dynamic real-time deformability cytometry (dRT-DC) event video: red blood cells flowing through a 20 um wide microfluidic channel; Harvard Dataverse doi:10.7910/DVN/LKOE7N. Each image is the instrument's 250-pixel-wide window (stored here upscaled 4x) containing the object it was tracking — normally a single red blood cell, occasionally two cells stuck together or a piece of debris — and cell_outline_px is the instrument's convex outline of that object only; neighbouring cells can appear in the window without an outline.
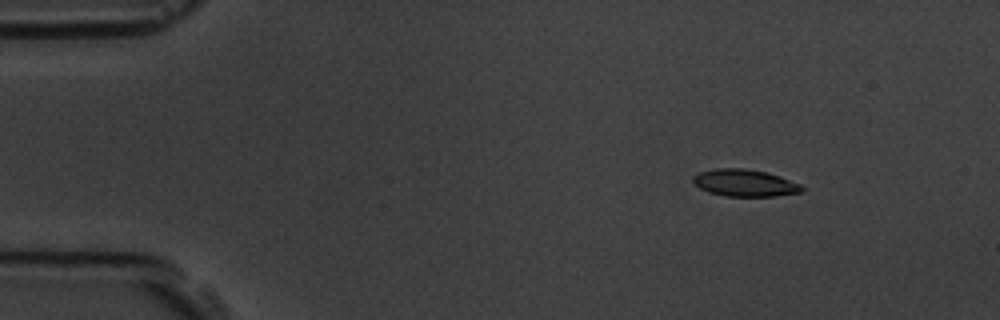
{"species": "common noctule bat (a hibernating species)", "species_latin": "Nyctalus noctula", "temperature_condition": "room temperature", "stored_images_in_passage": 7, "camera_frame_rate_fps": 3000, "um_per_image_px": 0.085, "animal": {"sex": "male", "body_mass_g": 19.5, "forearm_length_mm": 54.6}, "frame": {"image": 1, "passage_image": 2, "time_ms": 1.333, "image_size_px": [1000, 320], "cell_outline_px": [[804, 192], [776, 196], [724, 196], [708, 192], [700, 188], [692, 180], [692, 176], [700, 172], [716, 168], [744, 168], [768, 172], [780, 176], [800, 184], [804, 188]], "centroid_in_image_um": [63.32, 15.55], "position_along_channel_um": 21.7, "area_um2": 17.28}}
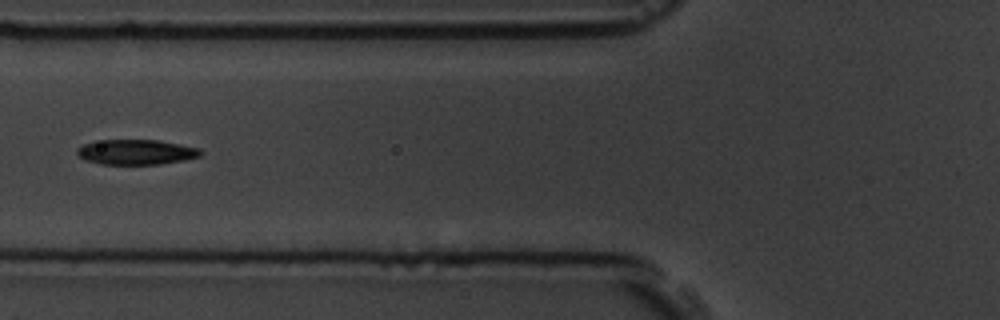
{"frame": {"image": 2, "passage_image": 6, "time_ms": 6.0, "image_size_px": [1000, 320], "cell_outline_px": [[204, 152], [200, 156], [184, 160], [160, 164], [100, 164], [84, 160], [76, 152], [76, 148], [84, 144], [104, 140], [160, 140], [200, 148]], "centroid_in_image_um": [11.6, 12.93], "position_along_channel_um": 114.2, "area_um2": 18.09}}
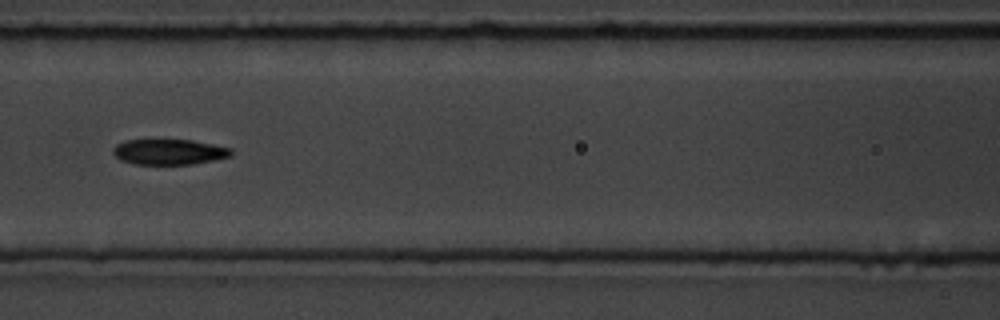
{"frame": {"image": 3, "passage_image": 7, "time_ms": 7.0, "image_size_px": [1000, 320], "cell_outline_px": [[232, 156], [216, 160], [192, 164], [132, 164], [120, 160], [112, 152], [112, 148], [116, 144], [124, 140], [192, 140], [232, 148]], "centroid_in_image_um": [14.37, 12.91], "position_along_channel_um": 152.2, "area_um2": 17.69}}